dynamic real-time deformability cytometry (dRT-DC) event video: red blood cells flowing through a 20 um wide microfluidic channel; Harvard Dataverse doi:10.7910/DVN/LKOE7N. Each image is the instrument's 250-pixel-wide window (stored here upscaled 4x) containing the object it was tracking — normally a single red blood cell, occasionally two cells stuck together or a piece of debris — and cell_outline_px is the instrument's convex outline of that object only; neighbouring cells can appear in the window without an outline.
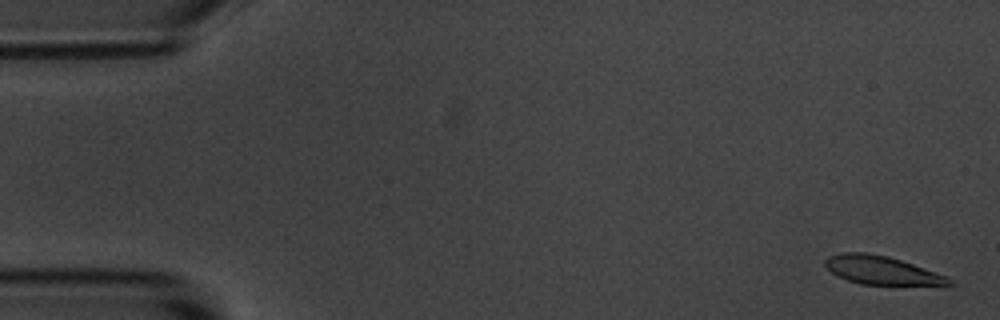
{"species": "common noctule bat (a hibernating species)", "species_latin": "Nyctalus noctula", "temperature_condition": "room temperature", "stored_images_in_passage": 57, "camera_frame_rate_fps": 3000, "um_per_image_px": 0.085, "animal": {"sex": "male", "body_mass_g": 20.1, "forearm_length_mm": 53.5}, "frame": {"image": 1, "passage_image": 2, "time_ms": 0.333, "image_size_px": [1000, 320], "cell_outline_px": [[956, 284], [860, 284], [848, 280], [832, 272], [824, 264], [824, 260], [828, 256], [840, 252], [868, 252], [888, 256], [948, 276]], "centroid_in_image_um": [74.9, 22.94], "position_along_channel_um": 10.1, "area_um2": 20.17}}
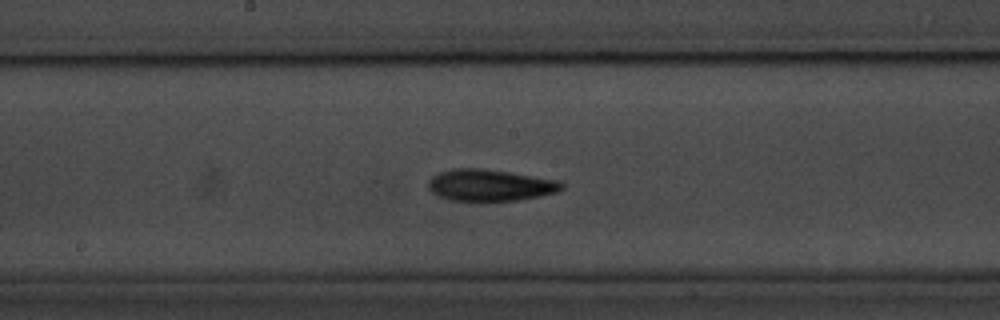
{"frame": {"image": 2, "passage_image": 29, "time_ms": 9.333, "image_size_px": [1000, 320], "cell_outline_px": [[564, 188], [556, 192], [540, 196], [516, 200], [448, 200], [436, 196], [428, 188], [428, 180], [432, 176], [440, 172], [452, 168], [480, 168], [508, 172], [560, 180], [564, 184]], "centroid_in_image_um": [41.63, 15.73], "position_along_channel_um": 206.6, "area_um2": 24.57}}
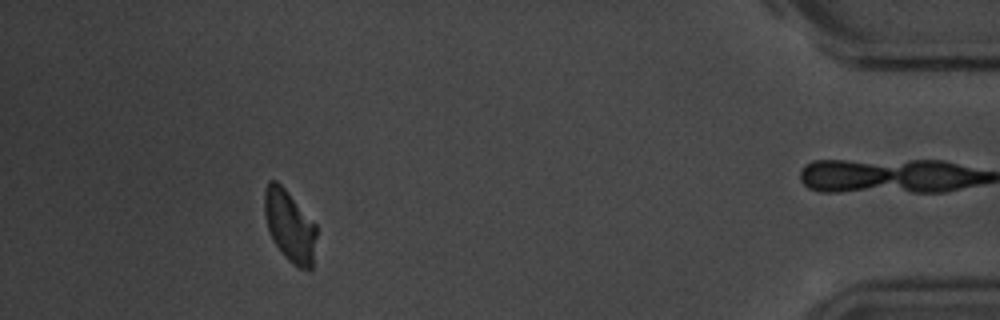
{"frame": {"image": 3, "passage_image": 51, "time_ms": 16.667, "image_size_px": [1000, 320], "cell_outline_px": [[316, 236], [312, 268], [300, 268], [292, 264], [288, 260], [272, 240], [264, 216], [264, 188], [268, 180], [276, 180], [284, 188], [316, 224]], "centroid_in_image_um": [24.6, 19.18], "position_along_channel_um": 410.6, "area_um2": 21.56}, "authors_computed_cell_mechanics": {"area_um2": 22.542, "velocity_mm_per_s": 3.5853, "shape_relaxation_time_tau1_ms": 3.9649, "shape_relaxation_time_tau2_ms": 5.2567, "deformation_change_tau1": 0.119, "deformation_change_tau2": 0.0794}}